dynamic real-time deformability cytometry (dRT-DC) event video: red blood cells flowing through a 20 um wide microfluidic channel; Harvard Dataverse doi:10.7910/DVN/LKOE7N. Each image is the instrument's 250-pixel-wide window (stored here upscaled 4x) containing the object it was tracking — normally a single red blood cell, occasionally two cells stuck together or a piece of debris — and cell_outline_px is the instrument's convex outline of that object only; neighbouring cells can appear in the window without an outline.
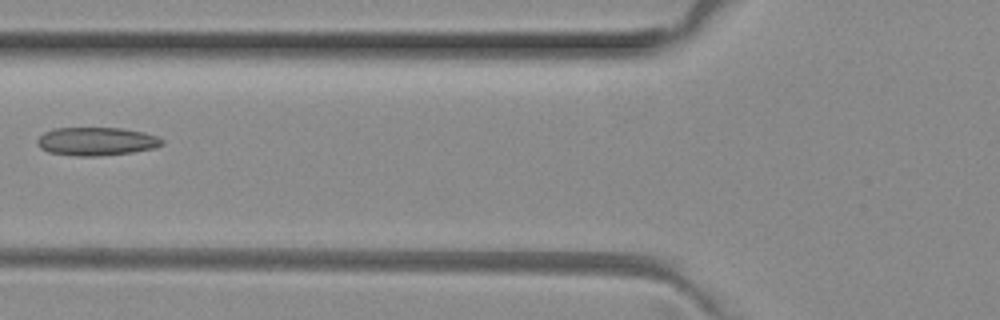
{"species": "common noctule bat (a hibernating species)", "species_latin": "Nyctalus noctula", "temperature_condition": "room temperature", "stored_images_in_passage": 4, "camera_frame_rate_fps": 3000, "um_per_image_px": 0.085, "animal": {"sex": "female", "body_mass_g": 29.2, "forearm_length_mm": 56.3}, "frame": {"image": 1, "passage_image": 3, "time_ms": 0.667, "image_size_px": [1000, 320], "cell_outline_px": [[164, 144], [152, 148], [132, 152], [96, 156], [76, 156], [48, 152], [40, 148], [36, 144], [36, 140], [44, 132], [52, 128], [120, 128], [144, 132], [160, 136], [164, 140]], "centroid_in_image_um": [8.19, 12.01], "position_along_channel_um": 117.6, "area_um2": 20.69}}
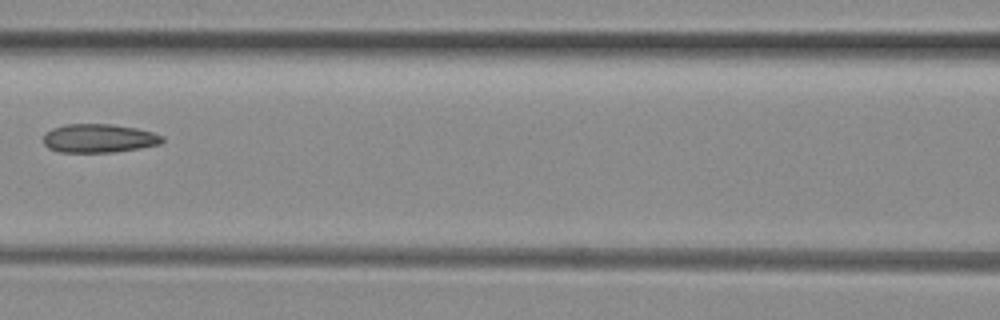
{"frame": {"image": 2, "passage_image": 4, "time_ms": 1.0, "image_size_px": [1000, 320], "cell_outline_px": [[164, 140], [160, 144], [140, 148], [112, 152], [60, 152], [48, 148], [44, 144], [44, 132], [52, 128], [64, 124], [112, 124], [136, 128], [152, 132], [164, 136]], "centroid_in_image_um": [8.39, 11.75], "position_along_channel_um": 158.2, "area_um2": 19.94}}